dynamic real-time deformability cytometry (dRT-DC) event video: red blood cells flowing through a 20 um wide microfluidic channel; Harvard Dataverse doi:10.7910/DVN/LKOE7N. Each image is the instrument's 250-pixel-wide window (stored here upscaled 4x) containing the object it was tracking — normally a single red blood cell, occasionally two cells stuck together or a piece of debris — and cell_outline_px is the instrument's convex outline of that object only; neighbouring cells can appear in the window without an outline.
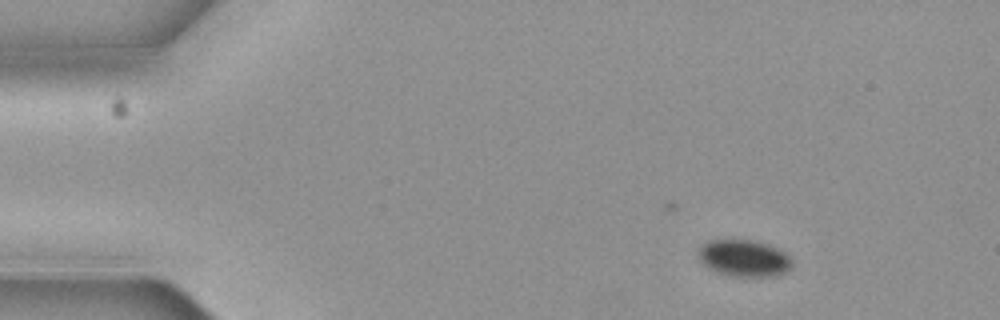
{"species": "common noctule bat (a hibernating species)", "species_latin": "Nyctalus noctula", "temperature_condition": "cold", "stored_images_in_passage": 4, "camera_frame_rate_fps": 3000, "um_per_image_px": 0.085, "animal": {"sex": "female", "body_mass_g": 19.3, "forearm_length_mm": 54.1}, "frame": {"image": 1, "passage_image": 1, "time_ms": 0.0, "image_size_px": [1000, 320], "cell_outline_px": [[792, 268], [776, 276], [728, 276], [716, 272], [708, 268], [696, 256], [696, 252], [700, 244], [708, 240], [752, 240], [768, 244], [784, 252], [792, 260]], "centroid_in_image_um": [63.19, 21.94], "position_along_channel_um": 21.8, "area_um2": 20.35}}
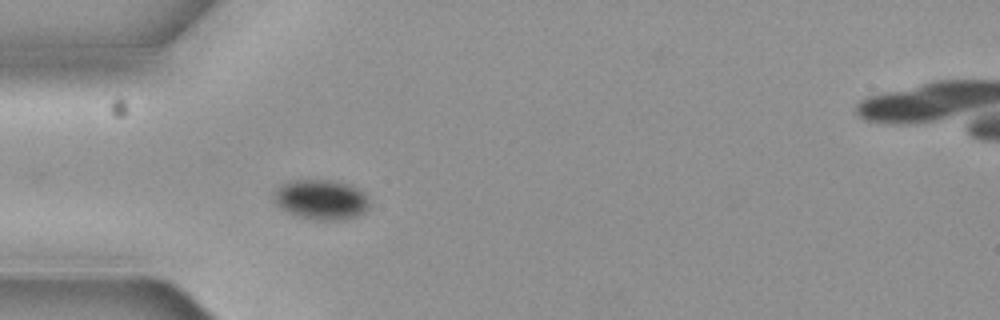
{"frame": {"image": 2, "passage_image": 4, "time_ms": 1.0, "image_size_px": [1000, 320], "cell_outline_px": [[368, 208], [364, 212], [356, 216], [344, 220], [316, 220], [296, 216], [280, 208], [272, 200], [272, 192], [280, 184], [288, 180], [328, 180], [348, 184], [364, 192], [368, 200]], "centroid_in_image_um": [27.23, 16.96], "position_along_channel_um": 57.8, "area_um2": 22.54}}